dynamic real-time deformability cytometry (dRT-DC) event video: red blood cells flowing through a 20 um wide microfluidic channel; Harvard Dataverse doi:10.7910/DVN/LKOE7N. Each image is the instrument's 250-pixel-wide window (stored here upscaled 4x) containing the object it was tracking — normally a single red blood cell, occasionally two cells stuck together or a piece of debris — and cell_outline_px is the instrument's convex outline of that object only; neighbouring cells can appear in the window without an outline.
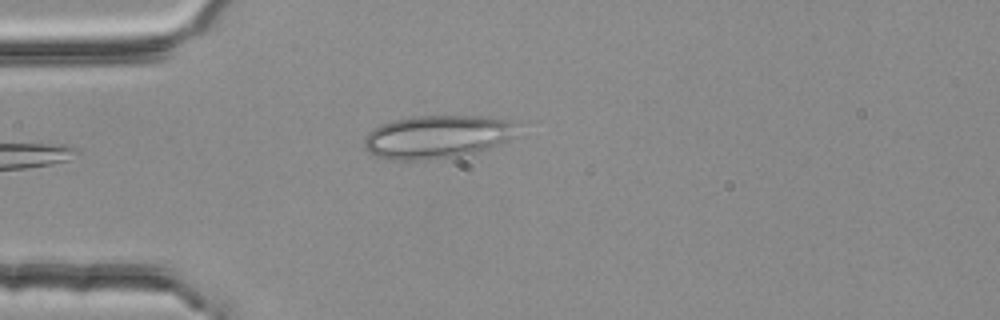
{"species": "common noctule bat (a hibernating species)", "species_latin": "Nyctalus noctula", "temperature_condition": "room temperature", "stored_images_in_passage": 1, "camera_frame_rate_fps": 3000, "um_per_image_px": 0.085, "animal": {"sex": "female", "body_mass_g": 25.1}, "frame": {"image": 1, "passage_image": 1, "time_ms": 0.0, "image_size_px": [1000, 320], "cell_outline_px": [[516, 124], [508, 136], [504, 140], [488, 148], [476, 152], [456, 156], [428, 160], [396, 160], [376, 156], [368, 152], [364, 148], [364, 136], [368, 132], [392, 120], [412, 116], [480, 116], [504, 120]], "centroid_in_image_um": [37.01, 11.63], "position_along_channel_um": 48.0, "area_um2": 37.63}}